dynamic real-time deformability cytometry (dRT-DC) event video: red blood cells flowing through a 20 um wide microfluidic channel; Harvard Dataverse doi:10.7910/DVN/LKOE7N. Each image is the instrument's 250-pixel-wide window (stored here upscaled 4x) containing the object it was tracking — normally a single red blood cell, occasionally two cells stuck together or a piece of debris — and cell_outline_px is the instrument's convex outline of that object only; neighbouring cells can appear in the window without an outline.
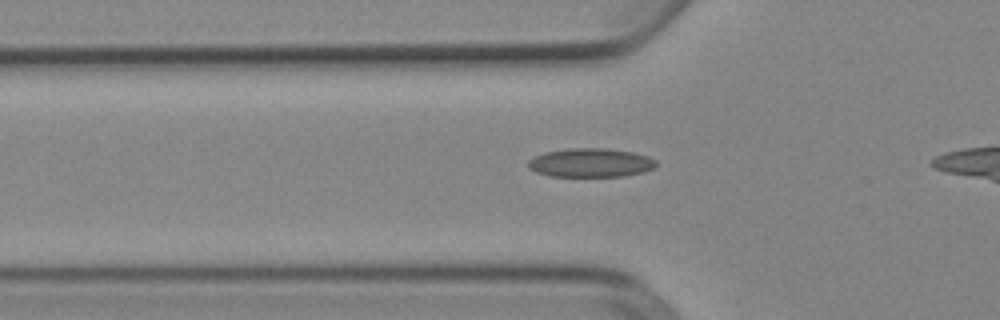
{"species": "Egyptian fruit bat (a non-hibernating species)", "species_latin": "Rousettus aegyptiacus", "temperature_condition": "cold", "stored_images_in_passage": 40, "camera_frame_rate_fps": 3000, "um_per_image_px": 0.085, "animal": {"sex": "female"}, "frame": {"image": 1, "passage_image": 12, "time_ms": 3.667, "image_size_px": [1000, 320], "cell_outline_px": [[656, 168], [644, 172], [624, 176], [548, 176], [536, 172], [528, 168], [528, 160], [544, 152], [568, 148], [604, 148], [632, 152], [648, 156], [656, 160]], "centroid_in_image_um": [50.21, 13.83], "position_along_channel_um": 75.6, "area_um2": 21.62}}
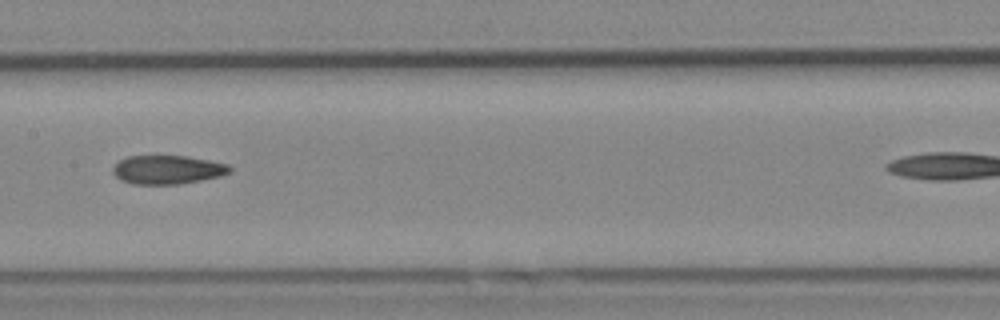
{"frame": {"image": 2, "passage_image": 21, "time_ms": 6.667, "image_size_px": [1000, 320], "cell_outline_px": [[232, 172], [220, 176], [180, 184], [132, 184], [120, 180], [112, 172], [112, 168], [120, 160], [128, 156], [188, 156], [228, 164], [232, 168]], "centroid_in_image_um": [14.24, 14.42], "position_along_channel_um": 193.2, "area_um2": 19.59}}
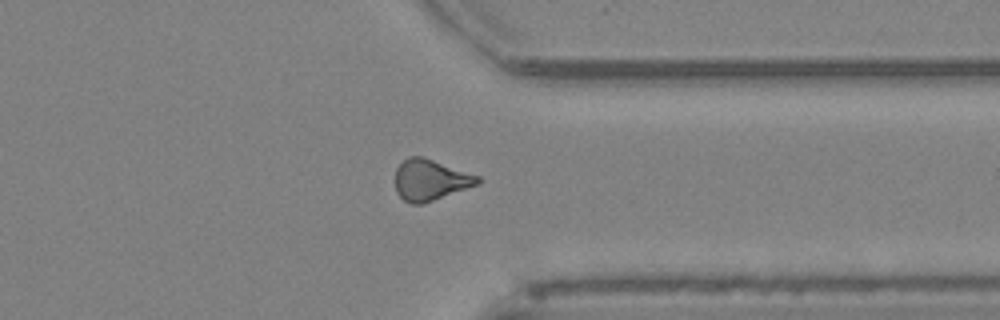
{"frame": {"image": 3, "passage_image": 35, "time_ms": 11.333, "image_size_px": [1000, 320], "cell_outline_px": [[480, 184], [424, 204], [412, 204], [404, 200], [396, 192], [396, 168], [408, 156], [420, 156], [480, 176]], "centroid_in_image_um": [36.59, 15.32], "position_along_channel_um": 374.8, "area_um2": 19.65}, "authors_computed_cell_mechanics": {"area_um2": 20.4323, "velocity_mm_per_s": 3.921, "shape_relaxation_time_tau1_ms": null, "shape_relaxation_time_tau2_ms": 7.2828, "deformation_change_tau1": null, "deformation_change_tau2": 0.1541}}